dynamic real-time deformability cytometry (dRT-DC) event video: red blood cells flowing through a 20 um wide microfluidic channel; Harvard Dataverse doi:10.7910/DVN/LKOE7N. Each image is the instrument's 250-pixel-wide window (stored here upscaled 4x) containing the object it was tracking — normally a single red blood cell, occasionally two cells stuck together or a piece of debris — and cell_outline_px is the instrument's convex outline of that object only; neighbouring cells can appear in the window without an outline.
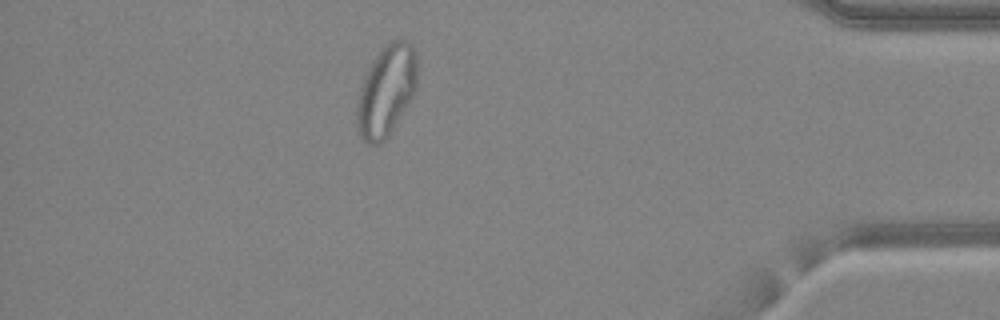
{"species": "common noctule bat (a hibernating species)", "species_latin": "Nyctalus noctula", "temperature_condition": "warm", "stored_images_in_passage": 42, "camera_frame_rate_fps": 3000, "um_per_image_px": 0.085, "animal": {"sex": "female", "body_mass_g": 24.6, "forearm_length_mm": 56.2}, "frame": {"image": 1, "passage_image": 36, "time_ms": 11.667, "image_size_px": [1000, 320], "cell_outline_px": [[416, 92], [388, 136], [380, 144], [364, 144], [356, 128], [356, 104], [360, 88], [364, 76], [372, 60], [380, 48], [392, 40], [400, 36], [408, 40], [412, 44], [416, 52]], "centroid_in_image_um": [32.82, 7.69], "position_along_channel_um": 402.4, "area_um2": 32.66}}